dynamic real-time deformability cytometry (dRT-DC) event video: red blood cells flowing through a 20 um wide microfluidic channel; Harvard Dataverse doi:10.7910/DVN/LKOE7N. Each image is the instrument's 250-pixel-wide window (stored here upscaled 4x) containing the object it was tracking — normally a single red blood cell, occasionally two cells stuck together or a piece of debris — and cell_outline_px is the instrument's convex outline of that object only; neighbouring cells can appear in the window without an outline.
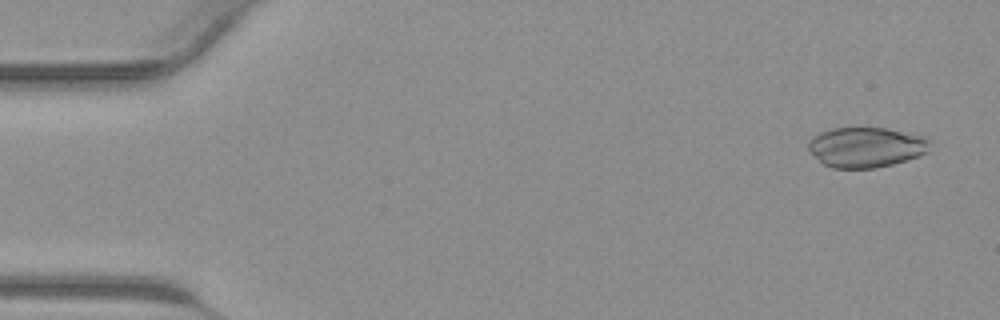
{"species": "common noctule bat (a hibernating species)", "species_latin": "Nyctalus noctula", "temperature_condition": "warm", "stored_images_in_passage": 42, "camera_frame_rate_fps": 3000, "um_per_image_px": 0.085, "animal": {"sex": "male", "body_mass_g": 23.1, "forearm_length_mm": 52.7}, "frame": {"image": 1, "passage_image": 2, "time_ms": 0.333, "image_size_px": [1000, 320], "cell_outline_px": [[932, 140], [928, 152], [920, 156], [892, 164], [876, 168], [832, 168], [824, 164], [808, 152], [808, 144], [820, 132], [832, 128], [888, 128], [920, 136]], "centroid_in_image_um": [73.63, 12.52], "position_along_channel_um": 11.4, "area_um2": 28.44}}
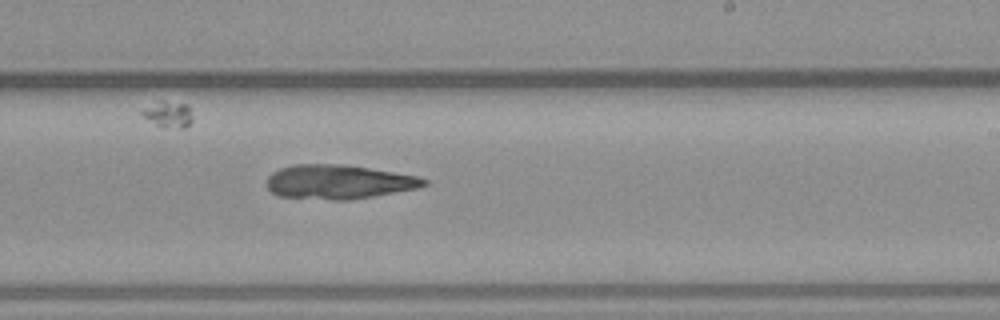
{"frame": {"image": 2, "passage_image": 25, "time_ms": 8.0, "image_size_px": [1000, 320], "cell_outline_px": [[428, 184], [416, 188], [372, 196], [348, 200], [336, 200], [280, 196], [272, 192], [268, 188], [268, 176], [272, 172], [280, 168], [292, 164], [340, 164], [368, 168], [416, 176], [428, 180]], "centroid_in_image_um": [28.74, 15.45], "position_along_channel_um": 260.3, "area_um2": 30.87}}
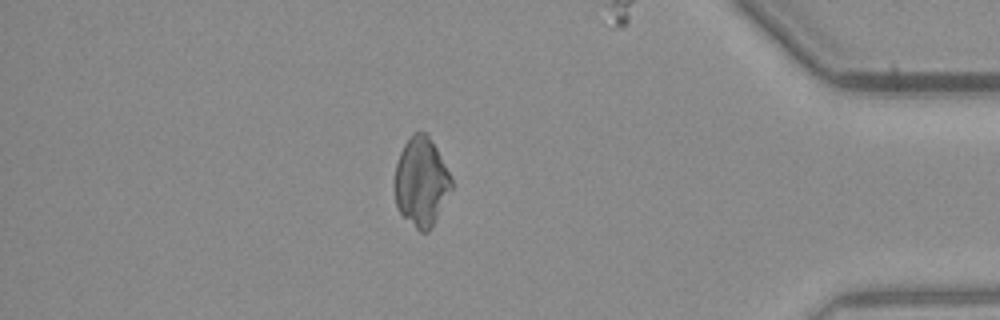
{"frame": {"image": 3, "passage_image": 36, "time_ms": 11.667, "image_size_px": [1000, 320], "cell_outline_px": [[452, 188], [428, 232], [420, 232], [400, 212], [396, 204], [396, 164], [400, 152], [404, 144], [412, 132], [428, 132], [452, 176]], "centroid_in_image_um": [35.83, 15.39], "position_along_channel_um": 399.4, "area_um2": 29.13}}